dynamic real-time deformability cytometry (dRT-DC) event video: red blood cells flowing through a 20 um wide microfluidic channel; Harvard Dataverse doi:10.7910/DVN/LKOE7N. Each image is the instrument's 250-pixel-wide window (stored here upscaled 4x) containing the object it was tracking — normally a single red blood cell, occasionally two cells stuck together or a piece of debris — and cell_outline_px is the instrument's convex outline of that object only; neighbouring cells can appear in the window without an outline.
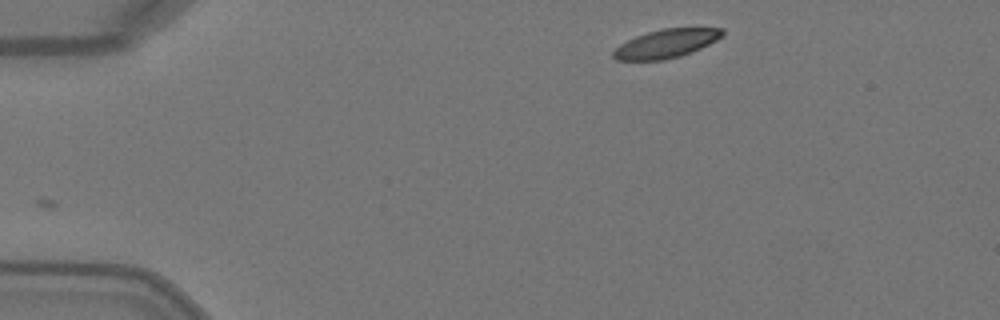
{"species": "Egyptian fruit bat (a non-hibernating species)", "species_latin": "Rousettus aegyptiacus", "temperature_condition": "warm", "stored_images_in_passage": 37, "camera_frame_rate_fps": 3000, "um_per_image_px": 0.085, "animal": {"sex": "female"}, "frame": {"image": 1, "passage_image": 1, "time_ms": 0.0, "image_size_px": [1000, 320], "cell_outline_px": [[724, 36], [692, 52], [680, 56], [664, 60], [616, 60], [612, 56], [612, 52], [620, 44], [636, 36], [648, 32], [664, 28], [724, 28]], "centroid_in_image_um": [56.63, 3.7], "position_along_channel_um": 28.4, "area_um2": 18.09}}
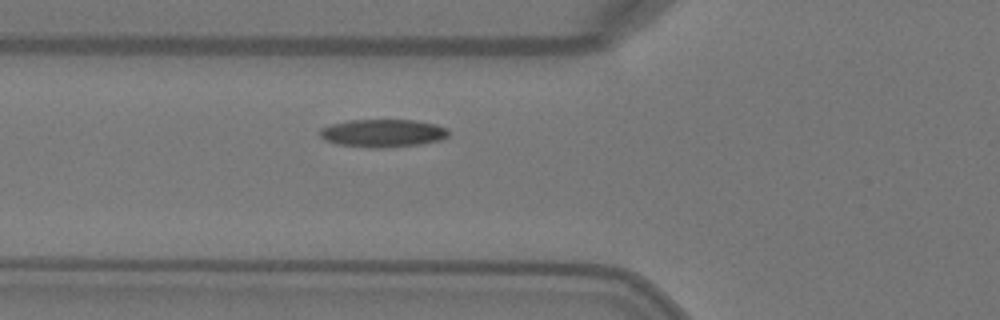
{"frame": {"image": 2, "passage_image": 11, "time_ms": 3.333, "image_size_px": [1000, 320], "cell_outline_px": [[448, 136], [440, 140], [420, 144], [380, 148], [372, 148], [336, 144], [324, 140], [320, 136], [320, 128], [332, 124], [348, 120], [416, 120], [436, 124], [448, 128]], "centroid_in_image_um": [32.53, 11.31], "position_along_channel_um": 93.3, "area_um2": 20.98}}
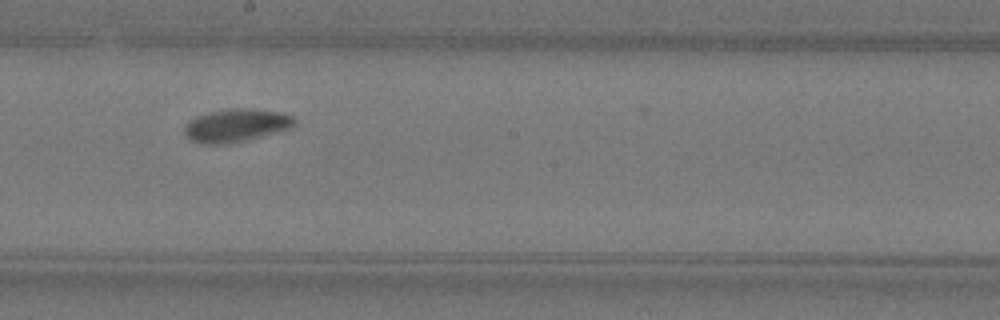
{"frame": {"image": 3, "passage_image": 21, "time_ms": 6.667, "image_size_px": [1000, 320], "cell_outline_px": [[296, 124], [292, 128], [280, 132], [228, 144], [200, 144], [192, 140], [184, 132], [184, 124], [188, 120], [196, 116], [208, 112], [236, 108], [252, 108], [280, 112], [296, 116]], "centroid_in_image_um": [20.11, 10.65], "position_along_channel_um": 228.1, "area_um2": 21.56}, "authors_computed_cell_mechanics": {"area_um2": 20.5768, "velocity_mm_per_s": 4.0311, "shape_relaxation_time_tau1_ms": 2.7632, "shape_relaxation_time_tau2_ms": 6.6033, "deformation_change_tau1": 0.1433, "deformation_change_tau2": 0.1063}}